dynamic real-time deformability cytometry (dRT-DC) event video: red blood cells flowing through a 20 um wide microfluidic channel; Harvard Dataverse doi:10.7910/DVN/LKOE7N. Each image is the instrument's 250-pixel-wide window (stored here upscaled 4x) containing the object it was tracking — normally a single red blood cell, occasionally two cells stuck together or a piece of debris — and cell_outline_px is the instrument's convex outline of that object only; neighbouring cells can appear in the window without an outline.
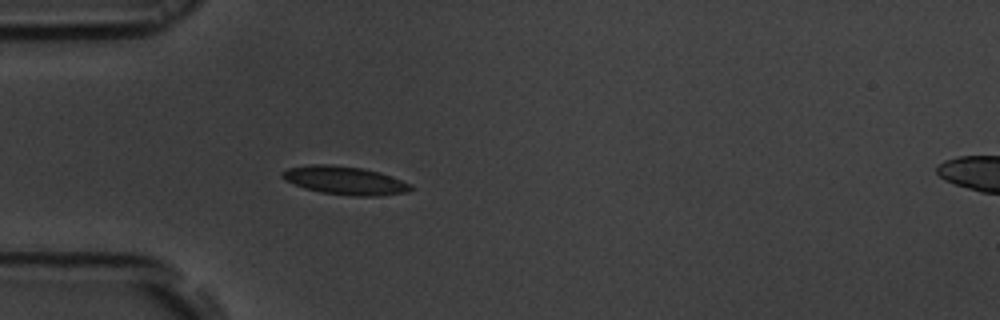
{"species": "common noctule bat (a hibernating species)", "species_latin": "Nyctalus noctula", "temperature_condition": "room temperature", "stored_images_in_passage": 54, "camera_frame_rate_fps": 3000, "um_per_image_px": 0.085, "animal": {"sex": "male", "body_mass_g": 19.5, "forearm_length_mm": 54.6}, "frame": {"image": 1, "passage_image": 15, "time_ms": 4.667, "image_size_px": [1000, 320], "cell_outline_px": [[416, 188], [408, 192], [376, 196], [352, 196], [320, 192], [304, 188], [284, 180], [280, 176], [280, 172], [288, 168], [308, 164], [328, 164], [364, 168], [380, 172], [412, 184]], "centroid_in_image_um": [29.31, 15.33], "position_along_channel_um": 55.7, "area_um2": 21.5}}
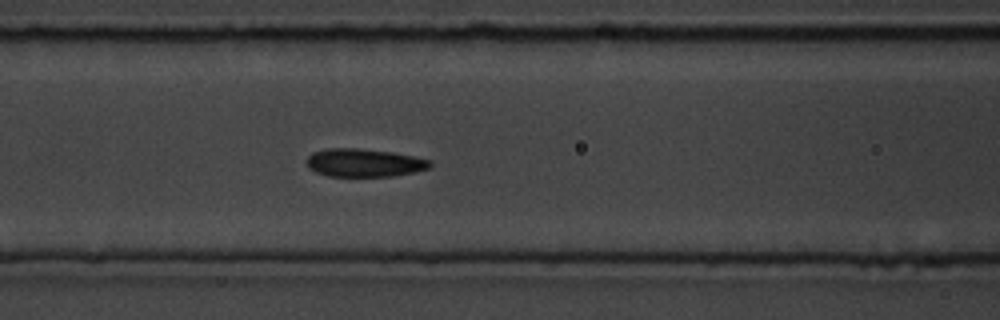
{"frame": {"image": 2, "passage_image": 22, "time_ms": 7.0, "image_size_px": [1000, 320], "cell_outline_px": [[432, 164], [428, 168], [412, 172], [392, 176], [328, 176], [316, 172], [308, 168], [308, 156], [312, 152], [328, 148], [356, 148], [392, 152], [432, 160]], "centroid_in_image_um": [30.94, 13.83], "position_along_channel_um": 135.7, "area_um2": 20.06}}
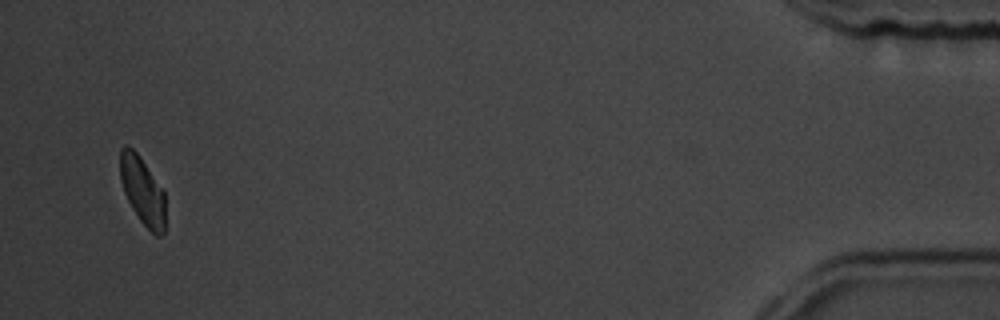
{"frame": {"image": 3, "passage_image": 52, "time_ms": 17.0, "image_size_px": [1000, 320], "cell_outline_px": [[164, 232], [160, 236], [156, 236], [140, 220], [132, 208], [124, 192], [120, 180], [120, 148], [124, 144], [128, 144], [136, 152], [164, 192]], "centroid_in_image_um": [12.08, 16.19], "position_along_channel_um": 423.1, "area_um2": 17.51}, "authors_computed_cell_mechanics": {"area_um2": 19.652, "velocity_mm_per_s": 3.6993, "shape_relaxation_time_tau1_ms": 2.2831, "shape_relaxation_time_tau2_ms": 2.6268, "deformation_change_tau1": 0.0904, "deformation_change_tau2": 0.0847}}